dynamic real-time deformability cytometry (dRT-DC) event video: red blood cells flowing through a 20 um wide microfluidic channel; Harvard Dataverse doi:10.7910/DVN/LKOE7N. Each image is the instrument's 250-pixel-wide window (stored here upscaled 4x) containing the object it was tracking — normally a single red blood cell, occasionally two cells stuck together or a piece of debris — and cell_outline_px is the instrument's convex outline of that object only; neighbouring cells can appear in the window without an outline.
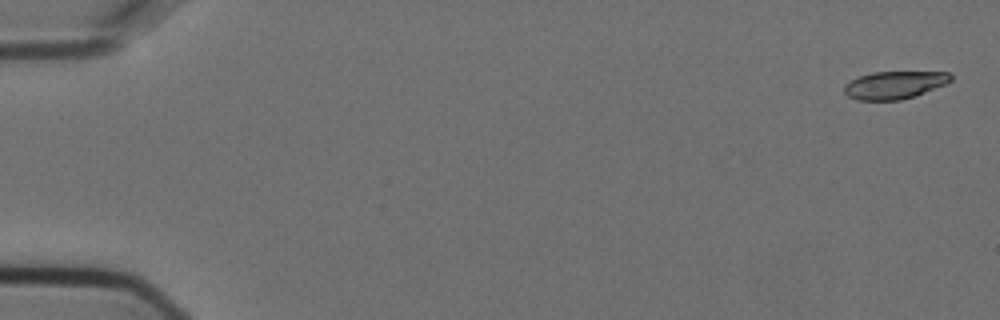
{"species": "Egyptian fruit bat (a non-hibernating species)", "species_latin": "Rousettus aegyptiacus", "temperature_condition": "cold", "stored_images_in_passage": 7, "camera_frame_rate_fps": 3000, "um_per_image_px": 0.085, "animal": {"sex": "female"}, "frame": {"image": 1, "passage_image": 1, "time_ms": 0.0, "image_size_px": [1000, 320], "cell_outline_px": [[952, 80], [944, 84], [916, 96], [900, 100], [856, 100], [848, 96], [844, 92], [844, 84], [860, 76], [872, 72], [948, 72], [952, 76]], "centroid_in_image_um": [76.01, 7.23], "position_along_channel_um": 9.0, "area_um2": 17.11}}
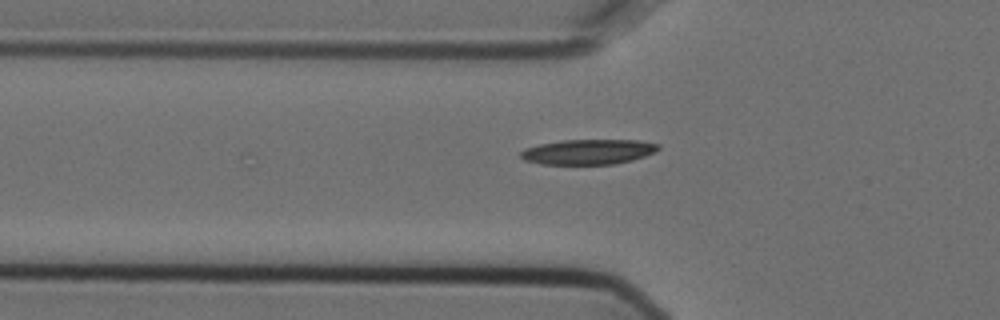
{"frame": {"image": 2, "passage_image": 6, "time_ms": 1.667, "image_size_px": [1000, 320], "cell_outline_px": [[660, 148], [656, 152], [632, 160], [616, 164], [540, 164], [524, 160], [520, 156], [520, 152], [524, 148], [540, 144], [564, 140], [640, 140], [660, 144]], "centroid_in_image_um": [50.02, 12.9], "position_along_channel_um": 75.8, "area_um2": 20.23}}
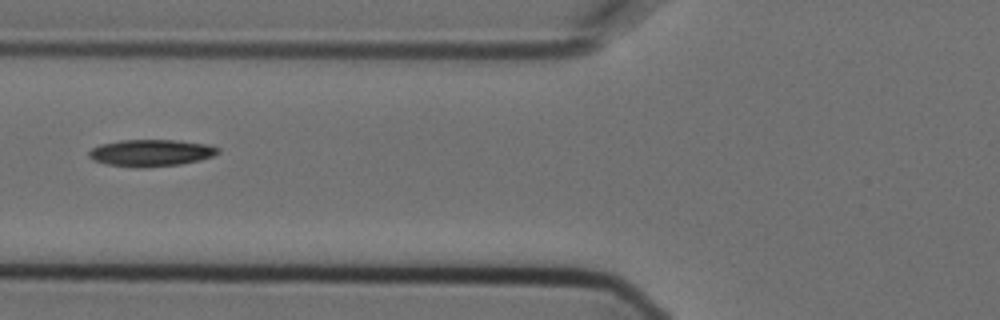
{"frame": {"image": 3, "passage_image": 7, "time_ms": 2.0, "image_size_px": [1000, 320], "cell_outline_px": [[220, 152], [212, 156], [200, 160], [180, 164], [140, 168], [136, 168], [108, 164], [92, 160], [88, 156], [88, 152], [92, 148], [100, 144], [120, 140], [176, 140], [208, 144], [220, 148]], "centroid_in_image_um": [12.83, 12.99], "position_along_channel_um": 113.0, "area_um2": 20.29}}